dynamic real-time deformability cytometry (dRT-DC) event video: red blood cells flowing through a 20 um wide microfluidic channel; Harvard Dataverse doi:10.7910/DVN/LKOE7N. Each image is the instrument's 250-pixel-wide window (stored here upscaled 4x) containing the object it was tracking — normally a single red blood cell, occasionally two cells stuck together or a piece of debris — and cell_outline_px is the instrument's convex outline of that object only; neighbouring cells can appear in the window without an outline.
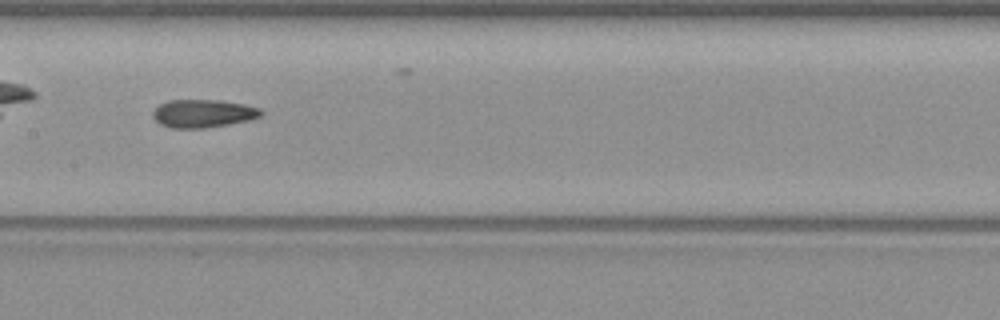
{"species": "common noctule bat (a hibernating species)", "species_latin": "Nyctalus noctula", "temperature_condition": "warm", "stored_images_in_passage": 36, "camera_frame_rate_fps": 3000, "um_per_image_px": 0.085, "animal": {"sex": "female", "body_mass_g": 19.3, "forearm_length_mm": 54.1}, "frame": {"image": 1, "passage_image": 11, "time_ms": 3.333, "image_size_px": [1000, 320], "cell_outline_px": [[264, 112], [260, 116], [248, 120], [228, 124], [204, 128], [172, 128], [160, 124], [152, 116], [152, 112], [160, 104], [168, 100], [224, 100], [244, 104], [260, 108]], "centroid_in_image_um": [17.26, 9.64], "position_along_channel_um": 190.1, "area_um2": 17.69}, "authors_computed_cell_mechanics": {"area_um2": 17.4556, "velocity_mm_per_s": 3.8285, "shape_relaxation_time_tau1_ms": null, "shape_relaxation_time_tau2_ms": 3.6546, "deformation_change_tau1": null, "deformation_change_tau2": 0.1237}}